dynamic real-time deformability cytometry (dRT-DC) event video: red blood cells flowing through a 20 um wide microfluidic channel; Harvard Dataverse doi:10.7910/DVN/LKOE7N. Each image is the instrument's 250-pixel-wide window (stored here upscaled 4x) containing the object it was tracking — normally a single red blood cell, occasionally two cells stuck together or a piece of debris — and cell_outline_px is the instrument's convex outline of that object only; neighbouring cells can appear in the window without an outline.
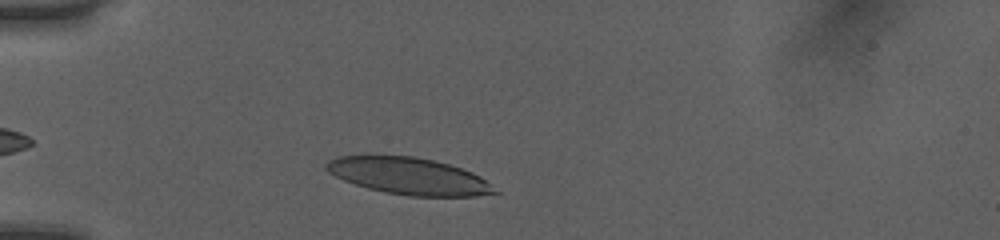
{"species": "human", "species_latin": "Homo sapiens", "temperature_condition": "room temperature", "stored_images_in_passage": 35, "camera_frame_rate_fps": 3000, "um_per_image_px": 0.085, "donor": {"sex": "female"}, "frame": {"image": 1, "passage_image": 4, "time_ms": 1.0, "image_size_px": [1000, 240], "cell_outline_px": [[500, 192], [476, 196], [408, 196], [384, 192], [368, 188], [344, 180], [328, 172], [324, 168], [324, 164], [328, 160], [336, 156], [412, 156], [432, 160], [448, 164], [472, 172], [480, 176]], "centroid_in_image_um": [34.73, 14.97], "position_along_channel_um": 50.3, "area_um2": 35.89}}
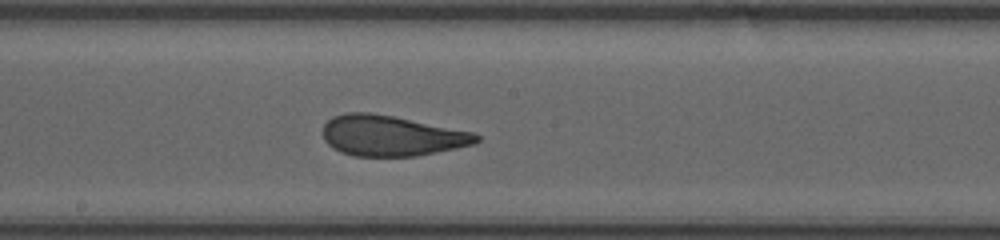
{"frame": {"image": 2, "passage_image": 18, "time_ms": 5.667, "image_size_px": [1000, 240], "cell_outline_px": [[480, 140], [476, 144], [416, 156], [352, 156], [340, 152], [332, 148], [324, 140], [324, 124], [332, 116], [344, 112], [368, 112], [392, 116], [476, 132], [480, 136]], "centroid_in_image_um": [33.28, 11.53], "position_along_channel_um": 214.9, "area_um2": 36.47}}
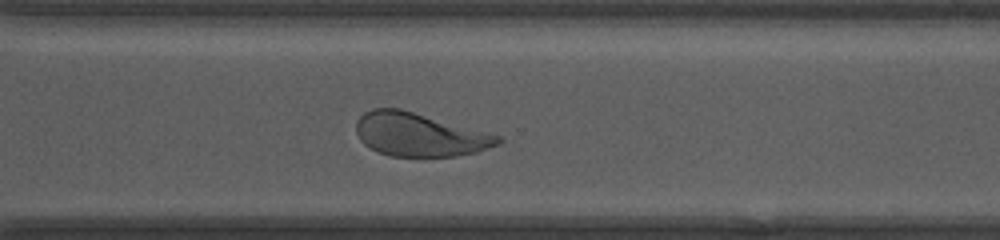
{"frame": {"image": 3, "passage_image": 27, "time_ms": 8.667, "image_size_px": [1000, 240], "cell_outline_px": [[504, 140], [500, 144], [476, 152], [456, 156], [392, 156], [376, 152], [364, 144], [360, 140], [356, 132], [356, 120], [364, 112], [372, 108], [400, 108], [500, 136]], "centroid_in_image_um": [35.61, 11.44], "position_along_channel_um": 335.0, "area_um2": 35.78}, "authors_computed_cell_mechanics": {"area_um2": 36.0094, "velocity_mm_per_s": 4.02, "shape_relaxation_time_tau1_ms": 4.745, "shape_relaxation_time_tau2_ms": 0.9452, "deformation_change_tau1": 0.1805, "deformation_change_tau2": 0.0994}}